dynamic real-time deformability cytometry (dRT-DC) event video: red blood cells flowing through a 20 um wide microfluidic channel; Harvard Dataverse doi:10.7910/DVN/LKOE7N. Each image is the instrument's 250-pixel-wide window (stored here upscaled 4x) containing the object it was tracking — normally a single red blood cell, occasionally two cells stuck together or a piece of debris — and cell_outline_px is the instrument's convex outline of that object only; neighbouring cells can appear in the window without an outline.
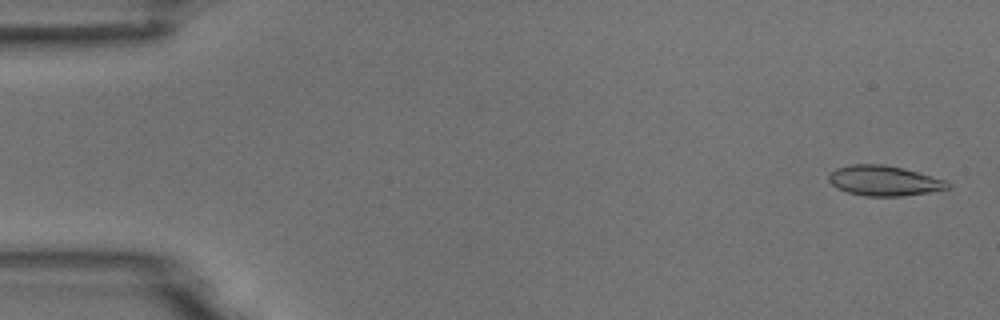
{"species": "common noctule bat (a hibernating species)", "species_latin": "Nyctalus noctula", "temperature_condition": "room temperature", "stored_images_in_passage": 30, "camera_frame_rate_fps": 3000, "um_per_image_px": 0.085, "animal": {"sex": "male", "body_mass_g": 18.8}, "frame": {"image": 1, "passage_image": 2, "time_ms": 0.333, "image_size_px": [1000, 320], "cell_outline_px": [[952, 188], [904, 196], [864, 196], [848, 192], [836, 188], [828, 180], [828, 176], [836, 168], [852, 164], [884, 164], [904, 168], [948, 180], [952, 184]], "centroid_in_image_um": [75.2, 15.36], "position_along_channel_um": 9.8, "area_um2": 21.15}}
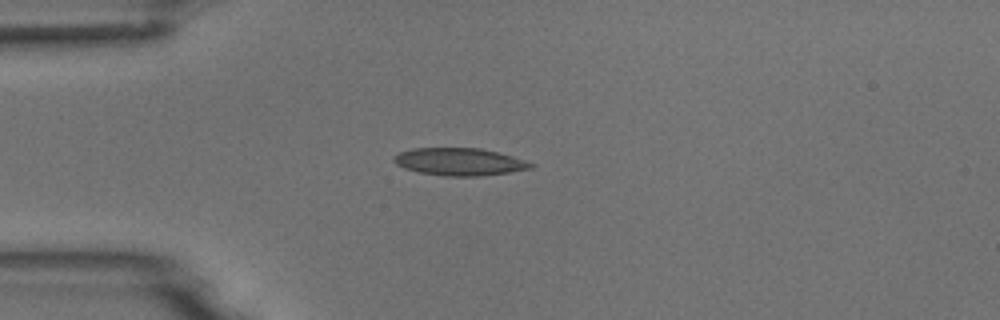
{"frame": {"image": 2, "passage_image": 14, "time_ms": 4.333, "image_size_px": [1000, 320], "cell_outline_px": [[536, 164], [532, 168], [508, 172], [480, 176], [444, 176], [420, 172], [404, 168], [396, 164], [392, 160], [392, 156], [400, 152], [412, 148], [480, 148], [512, 156]], "centroid_in_image_um": [39.02, 13.75], "position_along_channel_um": 46.0, "area_um2": 21.85}}
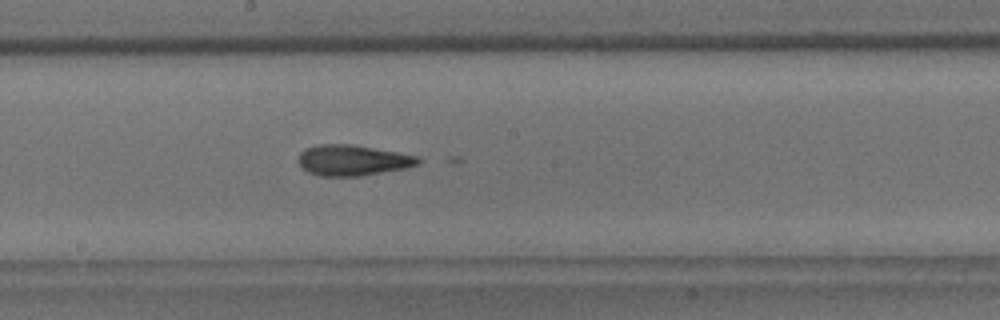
{"frame": {"image": 3, "passage_image": 29, "time_ms": 9.333, "image_size_px": [1000, 320], "cell_outline_px": [[420, 164], [404, 168], [360, 176], [320, 176], [308, 172], [300, 164], [300, 152], [304, 148], [316, 144], [352, 144], [420, 156]], "centroid_in_image_um": [29.99, 13.61], "position_along_channel_um": 218.2, "area_um2": 21.39}}